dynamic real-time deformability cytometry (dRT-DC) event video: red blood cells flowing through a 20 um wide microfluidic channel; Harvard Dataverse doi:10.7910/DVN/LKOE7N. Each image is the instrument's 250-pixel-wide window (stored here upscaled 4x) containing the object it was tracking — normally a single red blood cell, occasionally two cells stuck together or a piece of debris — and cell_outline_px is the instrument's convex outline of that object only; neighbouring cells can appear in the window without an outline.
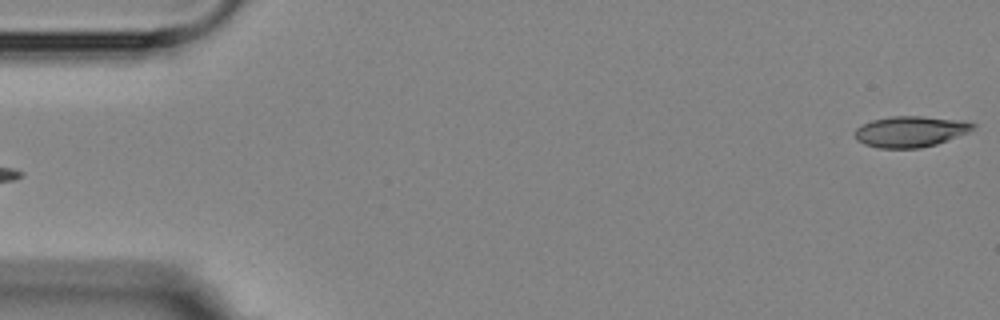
{"species": "Egyptian fruit bat (a non-hibernating species)", "species_latin": "Rousettus aegyptiacus", "temperature_condition": "room temperature", "stored_images_in_passage": 2, "segment_of_instrument_passage": [2, 2], "camera_frame_rate_fps": 3000, "um_per_image_px": 0.085, "animal": {"sex": "female"}, "frame": {"image": 1, "passage_image": 2, "time_ms": 2.0, "image_size_px": [1000, 320], "cell_outline_px": [[976, 128], [968, 132], [936, 144], [920, 148], [876, 148], [864, 144], [856, 140], [856, 128], [872, 120], [892, 116], [924, 116], [960, 120], [976, 124]], "centroid_in_image_um": [77.39, 11.18], "position_along_channel_um": 7.6, "area_um2": 21.21}}